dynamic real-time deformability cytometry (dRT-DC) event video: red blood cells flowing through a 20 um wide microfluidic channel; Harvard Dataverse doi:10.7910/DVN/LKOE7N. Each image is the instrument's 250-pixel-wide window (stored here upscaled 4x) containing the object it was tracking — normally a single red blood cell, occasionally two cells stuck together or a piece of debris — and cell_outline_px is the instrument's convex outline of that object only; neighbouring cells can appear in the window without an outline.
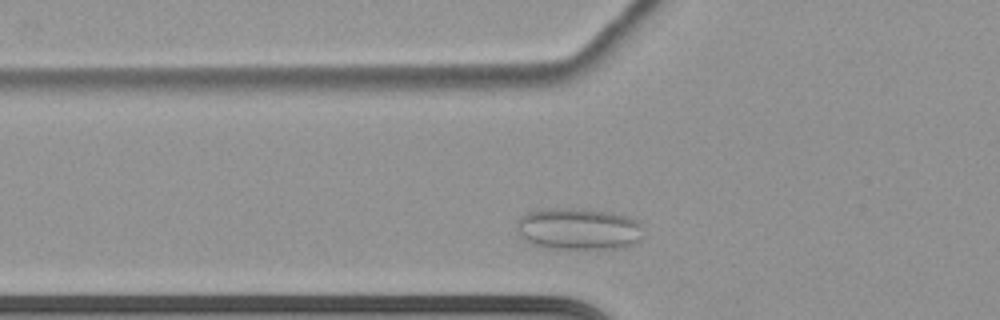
{"species": "common noctule bat (a hibernating species)", "species_latin": "Nyctalus noctula", "temperature_condition": "cold", "stored_images_in_passage": 34, "camera_frame_rate_fps": 3000, "um_per_image_px": 0.085, "animal": {"sex": "female", "body_mass_g": 22.7, "forearm_length_mm": 54.2}, "frame": {"image": 1, "passage_image": 6, "time_ms": 1.667, "image_size_px": [1000, 320], "cell_outline_px": [[644, 236], [636, 244], [628, 248], [544, 248], [532, 244], [516, 228], [516, 220], [520, 216], [528, 212], [540, 208], [568, 208], [616, 212], [628, 216], [636, 220], [644, 228]], "centroid_in_image_um": [49.24, 19.44], "position_along_channel_um": 76.6, "area_um2": 31.33}}
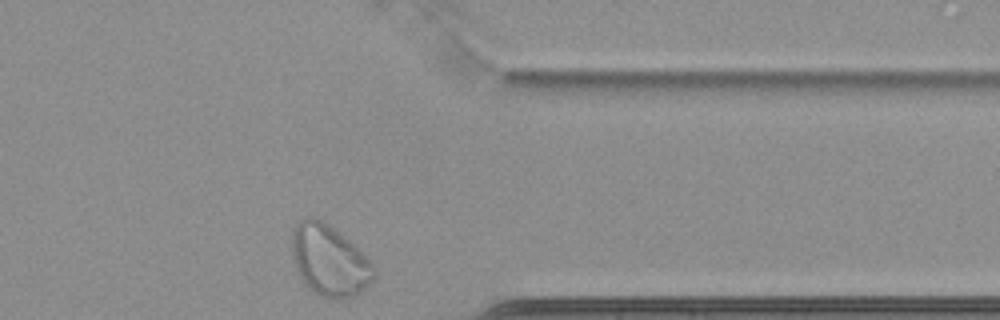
{"frame": {"image": 2, "passage_image": 34, "time_ms": 11.0, "image_size_px": [1000, 320], "cell_outline_px": [[376, 276], [356, 296], [332, 300], [316, 292], [304, 284], [292, 260], [292, 228], [304, 216], [312, 216], [324, 220], [356, 244], [376, 268]], "centroid_in_image_um": [28.0, 22.09], "position_along_channel_um": 383.4, "area_um2": 34.51}}